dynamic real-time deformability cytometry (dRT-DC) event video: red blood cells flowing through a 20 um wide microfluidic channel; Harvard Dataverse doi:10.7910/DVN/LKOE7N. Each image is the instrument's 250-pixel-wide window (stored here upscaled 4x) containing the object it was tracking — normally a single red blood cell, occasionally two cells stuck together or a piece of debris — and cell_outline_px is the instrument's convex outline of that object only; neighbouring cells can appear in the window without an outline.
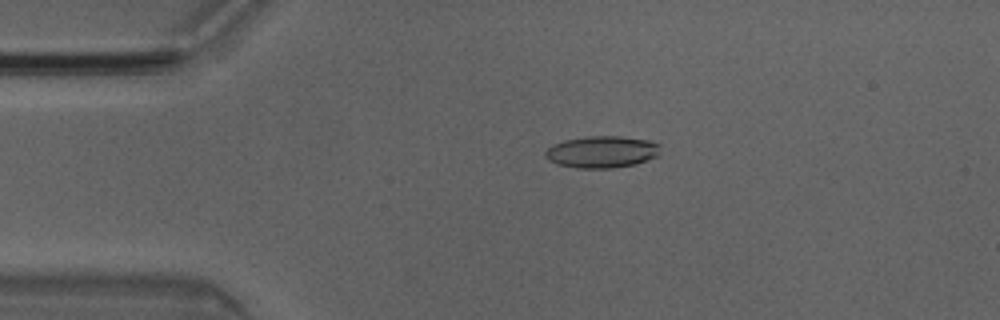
{"species": "Egyptian fruit bat (a non-hibernating species)", "species_latin": "Rousettus aegyptiacus", "temperature_condition": "room temperature", "stored_images_in_passage": 5, "camera_frame_rate_fps": 3000, "um_per_image_px": 0.085, "animal": {"sex": "male"}, "frame": {"image": 1, "passage_image": 3, "time_ms": 0.667, "image_size_px": [1000, 320], "cell_outline_px": [[660, 152], [656, 156], [636, 164], [612, 168], [576, 168], [560, 164], [548, 160], [544, 156], [544, 152], [548, 148], [564, 140], [588, 136], [620, 136], [648, 140], [660, 144]], "centroid_in_image_um": [51.17, 12.91], "position_along_channel_um": 33.8, "area_um2": 21.27}}
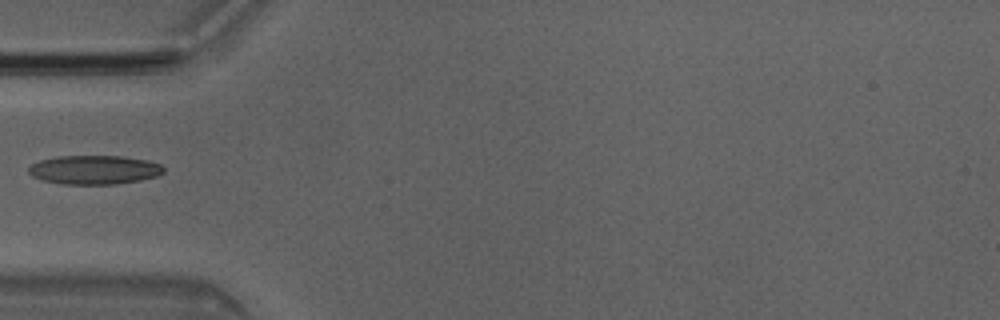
{"frame": {"image": 2, "passage_image": 5, "time_ms": 1.333, "image_size_px": [1000, 320], "cell_outline_px": [[164, 172], [156, 176], [140, 180], [116, 184], [64, 184], [40, 180], [32, 176], [28, 172], [28, 168], [32, 164], [40, 160], [56, 156], [120, 156], [148, 160], [160, 164], [164, 168]], "centroid_in_image_um": [7.99, 14.43], "position_along_channel_um": 77.0, "area_um2": 22.83}}